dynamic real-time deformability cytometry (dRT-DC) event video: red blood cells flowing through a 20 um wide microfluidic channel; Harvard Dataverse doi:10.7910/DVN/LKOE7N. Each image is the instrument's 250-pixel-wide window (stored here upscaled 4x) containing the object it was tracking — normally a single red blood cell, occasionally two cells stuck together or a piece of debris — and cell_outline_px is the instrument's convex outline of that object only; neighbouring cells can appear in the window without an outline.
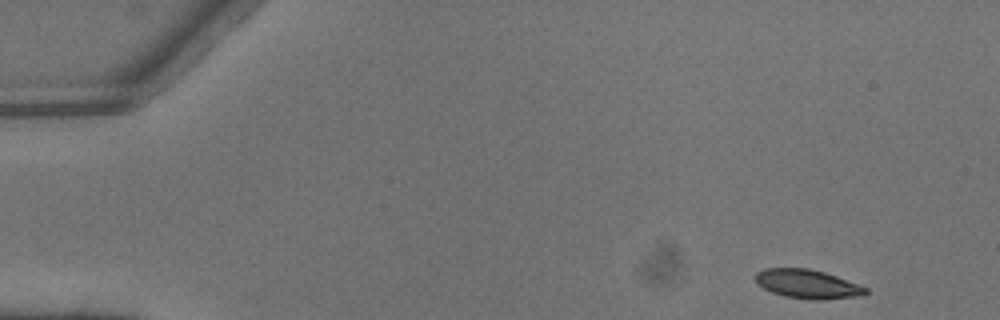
{"species": "common noctule bat (a hibernating species)", "species_latin": "Nyctalus noctula", "temperature_condition": "warm", "stored_images_in_passage": 6, "camera_frame_rate_fps": 3000, "um_per_image_px": 0.085, "animal": {"sex": "male", "body_mass_g": 13.3}, "frame": {"image": 1, "passage_image": 1, "time_ms": 0.0, "image_size_px": [1000, 320], "cell_outline_px": [[868, 292], [864, 296], [824, 300], [816, 300], [784, 296], [772, 292], [756, 284], [756, 272], [764, 268], [808, 268], [824, 272], [836, 276], [868, 288]], "centroid_in_image_um": [68.66, 24.15], "position_along_channel_um": 16.3, "area_um2": 18.67}}
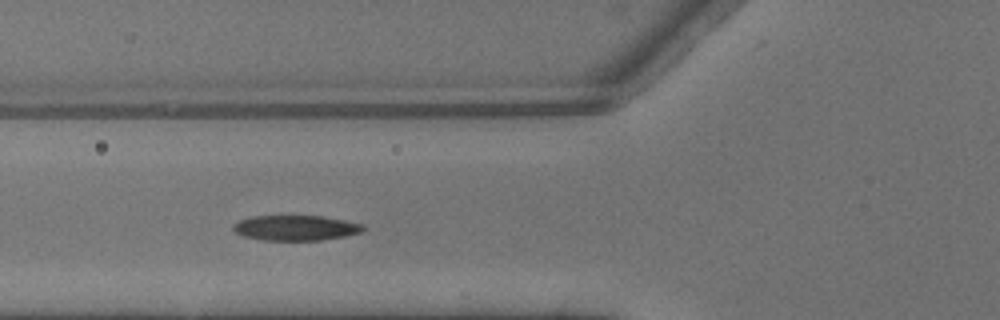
{"frame": {"image": 2, "passage_image": 5, "time_ms": 1.333, "image_size_px": [1000, 320], "cell_outline_px": [[364, 228], [360, 232], [344, 236], [320, 240], [264, 240], [244, 236], [236, 232], [232, 228], [232, 224], [240, 220], [252, 216], [324, 216], [364, 224]], "centroid_in_image_um": [25.12, 19.36], "position_along_channel_um": 100.7, "area_um2": 18.96}}
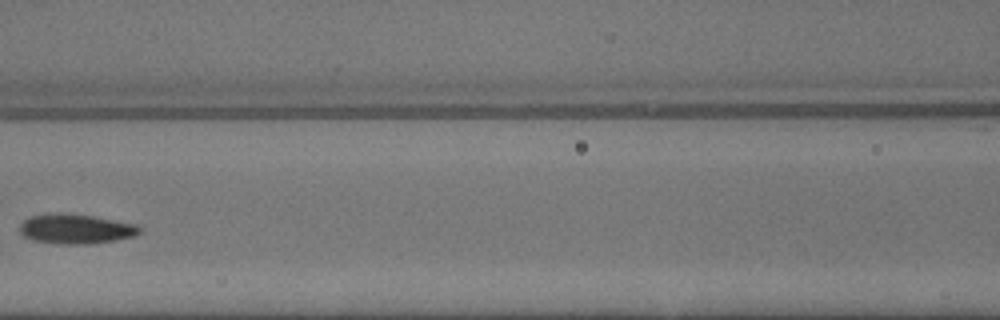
{"frame": {"image": 3, "passage_image": 6, "time_ms": 1.667, "image_size_px": [1000, 320], "cell_outline_px": [[140, 232], [136, 236], [92, 244], [56, 244], [32, 240], [24, 236], [20, 232], [20, 224], [24, 220], [32, 216], [56, 212], [60, 212], [92, 216], [136, 224], [140, 228]], "centroid_in_image_um": [6.43, 19.46], "position_along_channel_um": 160.2, "area_um2": 20.81}}